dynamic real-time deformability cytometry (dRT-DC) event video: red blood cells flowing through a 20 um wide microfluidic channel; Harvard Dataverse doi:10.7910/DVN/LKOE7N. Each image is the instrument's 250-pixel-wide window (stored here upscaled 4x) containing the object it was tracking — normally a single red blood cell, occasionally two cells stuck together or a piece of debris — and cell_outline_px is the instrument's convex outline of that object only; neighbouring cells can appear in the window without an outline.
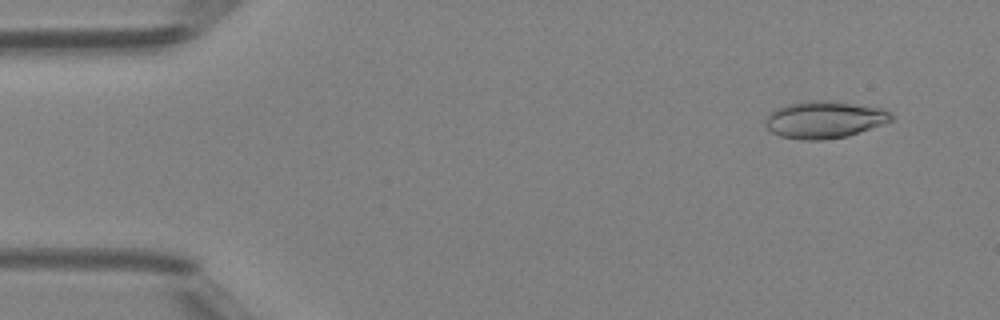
{"species": "Egyptian fruit bat (a non-hibernating species)", "species_latin": "Rousettus aegyptiacus", "temperature_condition": "room temperature", "stored_images_in_passage": 49, "camera_frame_rate_fps": 3000, "um_per_image_px": 0.085, "animal": {"sex": "female"}, "frame": {"image": 1, "passage_image": 4, "time_ms": 1.0, "image_size_px": [1000, 320], "cell_outline_px": [[892, 120], [872, 128], [848, 136], [820, 140], [800, 140], [780, 136], [764, 128], [764, 120], [776, 108], [788, 104], [804, 100], [828, 100], [880, 108], [892, 112]], "centroid_in_image_um": [70.03, 10.17], "position_along_channel_um": 15.0, "area_um2": 27.34}}
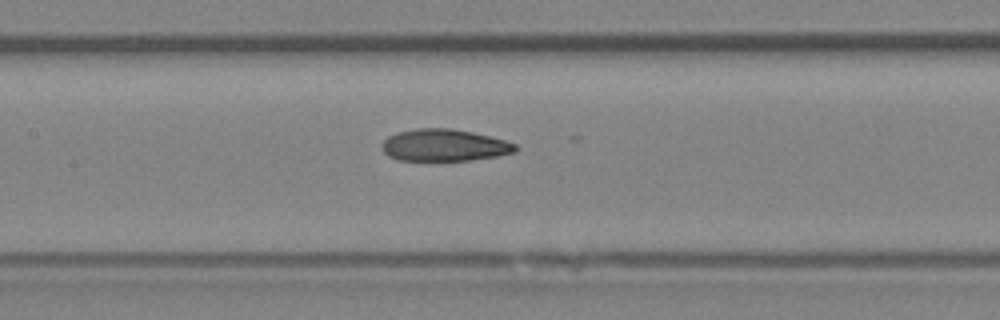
{"frame": {"image": 2, "passage_image": 23, "time_ms": 7.333, "image_size_px": [1000, 320], "cell_outline_px": [[516, 152], [496, 156], [468, 160], [396, 160], [388, 156], [380, 148], [380, 144], [388, 136], [396, 132], [416, 128], [452, 128], [472, 132], [504, 140], [516, 144]], "centroid_in_image_um": [37.7, 12.34], "position_along_channel_um": 169.7, "area_um2": 24.91}}
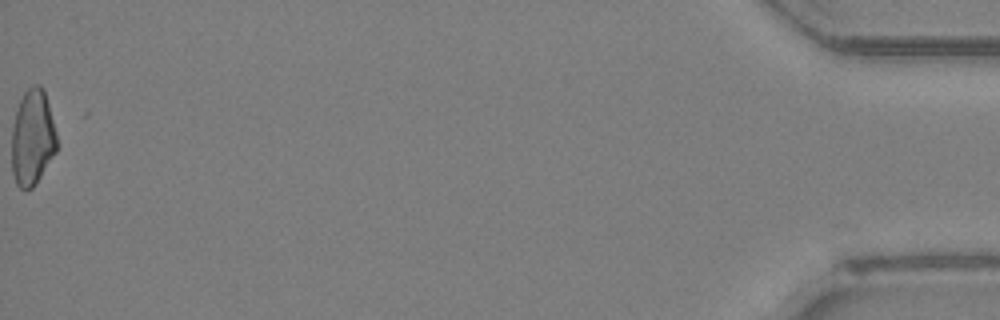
{"frame": {"image": 3, "passage_image": 49, "time_ms": 16.0, "image_size_px": [1000, 320], "cell_outline_px": [[56, 152], [36, 184], [32, 188], [24, 192], [16, 184], [12, 172], [12, 128], [16, 112], [20, 100], [24, 92], [32, 84], [40, 84], [44, 88], [56, 132]], "centroid_in_image_um": [2.76, 11.72], "position_along_channel_um": 432.4, "area_um2": 25.37}, "authors_computed_cell_mechanics": {"area_um2": 25.3742, "velocity_mm_per_s": 4.2392, "shape_relaxation_time_tau1_ms": null, "shape_relaxation_time_tau2_ms": 2.8878, "deformation_change_tau1": null, "deformation_change_tau2": 0.1094}}